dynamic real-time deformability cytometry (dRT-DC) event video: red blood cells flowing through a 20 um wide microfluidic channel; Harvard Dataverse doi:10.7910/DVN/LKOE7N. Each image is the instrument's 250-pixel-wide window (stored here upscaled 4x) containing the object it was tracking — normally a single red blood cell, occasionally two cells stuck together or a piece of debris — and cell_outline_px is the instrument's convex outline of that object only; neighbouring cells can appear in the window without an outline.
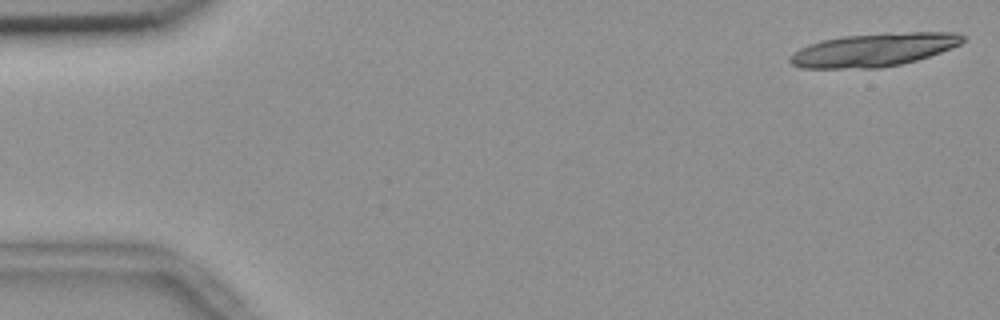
{"species": "common noctule bat (a hibernating species)", "species_latin": "Nyctalus noctula", "temperature_condition": "room temperature", "stored_images_in_passage": 21, "camera_frame_rate_fps": 3000, "um_per_image_px": 0.085, "animal": {"sex": "female", "body_mass_g": 18.4}, "frame": {"image": 1, "passage_image": 2, "time_ms": 0.333, "image_size_px": [1000, 320], "cell_outline_px": [[964, 40], [960, 44], [912, 60], [896, 64], [832, 68], [812, 68], [796, 64], [792, 60], [792, 56], [796, 52], [804, 48], [828, 40], [856, 36], [920, 32], [932, 32], [960, 36]], "centroid_in_image_um": [74.28, 4.23], "position_along_channel_um": 10.7, "area_um2": 29.94}}